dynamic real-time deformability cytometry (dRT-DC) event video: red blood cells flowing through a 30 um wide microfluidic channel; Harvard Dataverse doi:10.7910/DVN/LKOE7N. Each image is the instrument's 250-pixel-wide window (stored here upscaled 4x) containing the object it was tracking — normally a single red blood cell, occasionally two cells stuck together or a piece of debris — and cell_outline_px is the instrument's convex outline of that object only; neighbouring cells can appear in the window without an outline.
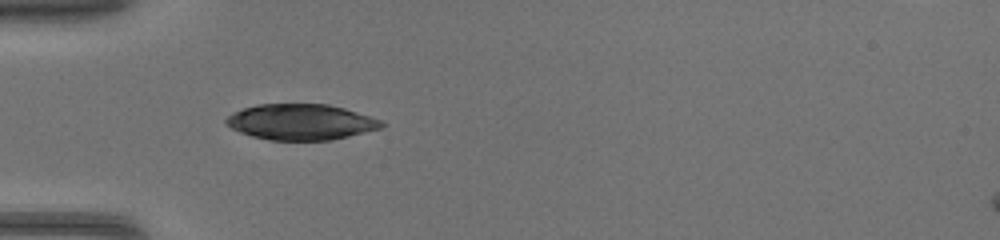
{"species": "common noctule bat (a hibernating species)", "species_latin": "Nyctalus noctula", "temperature_condition": "warm", "stored_images_in_passage": 23, "segment_of_instrument_passage": [1, 2], "camera_frame_rate_fps": 3000, "um_per_image_px": 0.085, "animal": {"sex": "female", "body_mass_g": 17.0, "forearm_length_mm": 48.0}, "frame": {"image": 1, "passage_image": 4, "time_ms": 1.0, "image_size_px": [1000, 240], "cell_outline_px": [[388, 124], [380, 128], [332, 140], [268, 140], [252, 136], [240, 132], [224, 124], [224, 120], [232, 112], [256, 104], [328, 104], [344, 108], [380, 120]], "centroid_in_image_um": [25.53, 10.37], "position_along_channel_um": 59.5, "area_um2": 32.37}}
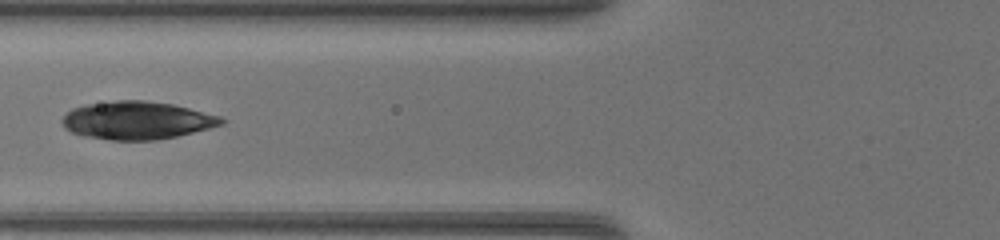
{"frame": {"image": 2, "passage_image": 8, "time_ms": 2.333, "image_size_px": [1000, 240], "cell_outline_px": [[228, 120], [224, 124], [176, 136], [156, 140], [112, 140], [84, 136], [72, 132], [64, 128], [60, 120], [72, 108], [88, 104], [116, 100], [148, 100], [172, 104], [220, 116]], "centroid_in_image_um": [11.63, 10.23], "position_along_channel_um": 114.2, "area_um2": 35.14}}
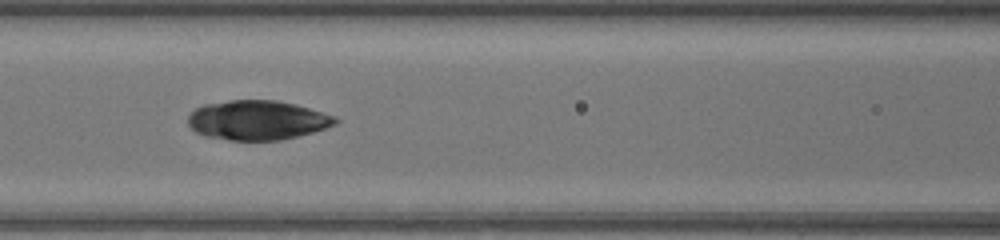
{"frame": {"image": 3, "passage_image": 10, "time_ms": 3.0, "image_size_px": [1000, 240], "cell_outline_px": [[340, 120], [336, 124], [312, 132], [280, 140], [228, 140], [204, 136], [196, 132], [188, 124], [188, 116], [196, 108], [204, 104], [228, 100], [276, 100], [296, 104], [336, 116]], "centroid_in_image_um": [21.87, 10.21], "position_along_channel_um": 144.7, "area_um2": 33.93}}